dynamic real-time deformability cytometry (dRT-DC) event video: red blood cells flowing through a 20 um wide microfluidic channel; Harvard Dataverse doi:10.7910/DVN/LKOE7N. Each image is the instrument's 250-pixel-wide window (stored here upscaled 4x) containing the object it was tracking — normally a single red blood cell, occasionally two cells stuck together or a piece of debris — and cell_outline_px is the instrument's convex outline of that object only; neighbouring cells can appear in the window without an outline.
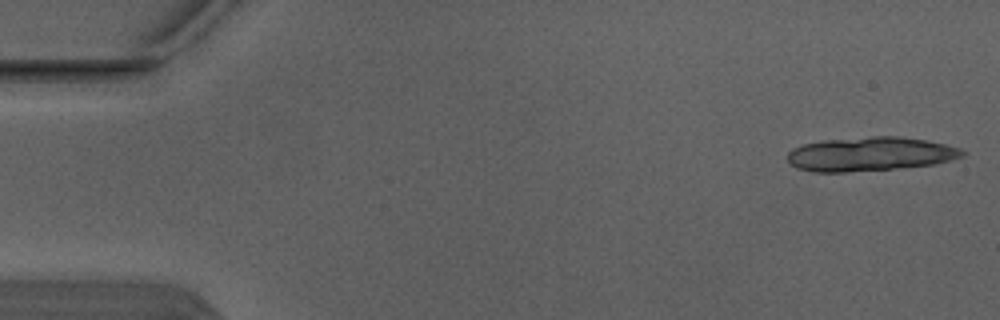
{"species": "Egyptian fruit bat (a non-hibernating species)", "species_latin": "Rousettus aegyptiacus", "temperature_condition": "warm", "stored_images_in_passage": 5, "camera_frame_rate_fps": 3000, "um_per_image_px": 0.085, "animal": {"sex": "male"}, "frame": {"image": 1, "passage_image": 1, "time_ms": 0.0, "image_size_px": [1000, 320], "cell_outline_px": [[968, 152], [964, 156], [952, 160], [936, 164], [900, 168], [844, 172], [816, 172], [796, 168], [788, 164], [788, 152], [792, 148], [804, 144], [824, 140], [872, 136], [900, 136], [928, 140], [960, 148]], "centroid_in_image_um": [73.99, 13.09], "position_along_channel_um": 11.0, "area_um2": 35.03}}